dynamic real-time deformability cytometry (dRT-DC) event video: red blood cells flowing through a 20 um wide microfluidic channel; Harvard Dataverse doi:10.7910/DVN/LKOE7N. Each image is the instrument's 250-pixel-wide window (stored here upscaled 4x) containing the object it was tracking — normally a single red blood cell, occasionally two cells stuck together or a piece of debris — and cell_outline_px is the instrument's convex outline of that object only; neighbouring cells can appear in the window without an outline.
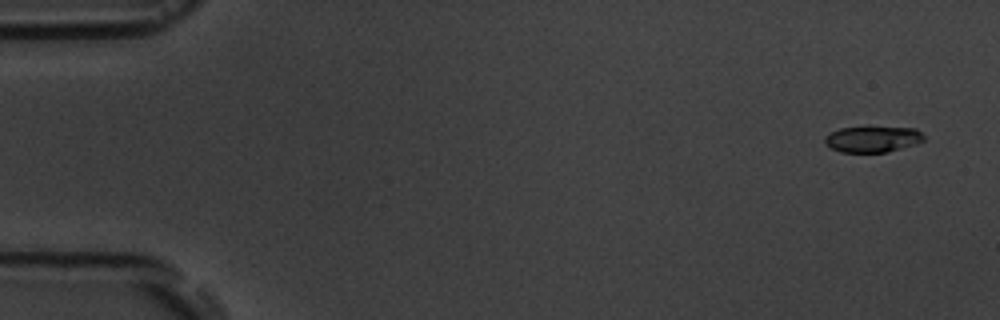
{"species": "common noctule bat (a hibernating species)", "species_latin": "Nyctalus noctula", "temperature_condition": "room temperature", "stored_images_in_passage": 5, "camera_frame_rate_fps": 3000, "um_per_image_px": 0.085, "animal": {"sex": "male", "body_mass_g": 19.5, "forearm_length_mm": 54.6}, "frame": {"image": 1, "passage_image": 1, "time_ms": 0.0, "image_size_px": [1000, 320], "cell_outline_px": [[924, 140], [900, 148], [884, 152], [840, 152], [824, 144], [824, 136], [840, 128], [916, 128], [924, 136]], "centroid_in_image_um": [74.12, 11.84], "position_along_channel_um": 10.9, "area_um2": 14.57}}
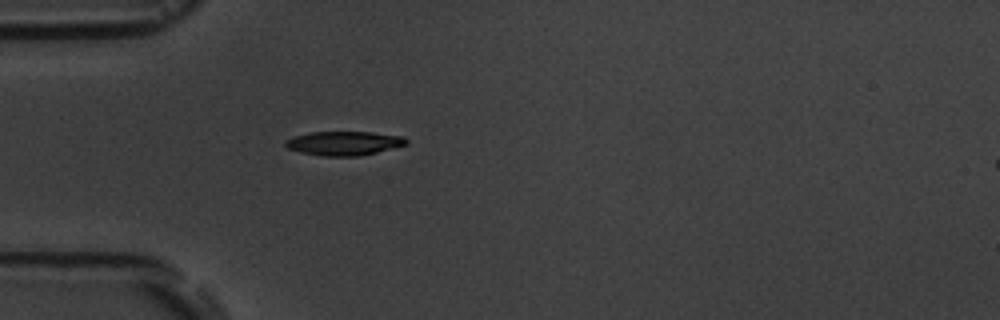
{"frame": {"image": 2, "passage_image": 5, "time_ms": 4.667, "image_size_px": [1000, 320], "cell_outline_px": [[408, 144], [360, 156], [324, 156], [300, 152], [288, 148], [284, 144], [284, 140], [292, 136], [312, 132], [372, 132], [404, 136], [408, 140]], "centroid_in_image_um": [29.23, 12.17], "position_along_channel_um": 55.8, "area_um2": 16.99}}